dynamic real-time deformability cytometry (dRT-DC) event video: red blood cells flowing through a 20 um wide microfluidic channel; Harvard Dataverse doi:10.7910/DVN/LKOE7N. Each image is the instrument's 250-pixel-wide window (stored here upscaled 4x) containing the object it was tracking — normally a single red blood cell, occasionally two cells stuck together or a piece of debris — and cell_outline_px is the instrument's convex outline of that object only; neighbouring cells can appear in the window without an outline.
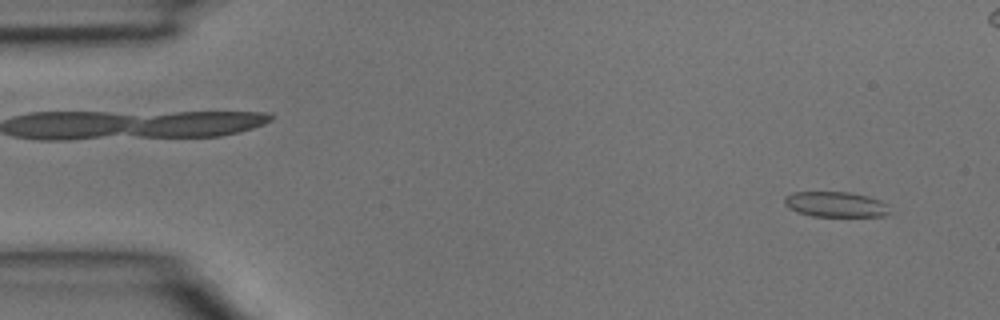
{"species": "common noctule bat (a hibernating species)", "species_latin": "Nyctalus noctula", "temperature_condition": "room temperature", "stored_images_in_passage": 3, "camera_frame_rate_fps": 3000, "um_per_image_px": 0.085, "animal": {"sex": "male", "body_mass_g": 15.6}, "frame": {"image": 1, "passage_image": 3, "time_ms": 0.667, "image_size_px": [1000, 320], "cell_outline_px": [[888, 212], [884, 216], [812, 216], [796, 212], [788, 208], [784, 204], [784, 196], [792, 192], [848, 192], [868, 196], [880, 200], [888, 204]], "centroid_in_image_um": [70.98, 17.37], "position_along_channel_um": 14.0, "area_um2": 15.61}}